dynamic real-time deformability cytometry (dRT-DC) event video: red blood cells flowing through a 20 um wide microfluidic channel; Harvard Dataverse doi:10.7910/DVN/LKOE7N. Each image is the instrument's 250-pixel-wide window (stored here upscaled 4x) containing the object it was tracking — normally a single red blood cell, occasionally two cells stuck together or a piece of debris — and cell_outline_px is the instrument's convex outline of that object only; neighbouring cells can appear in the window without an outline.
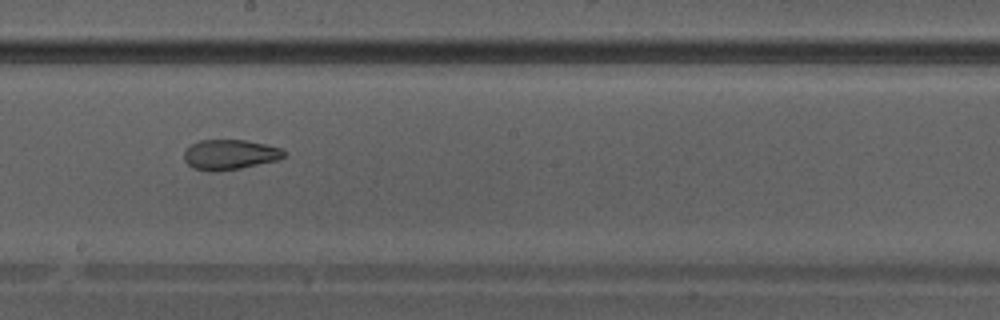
{"species": "Egyptian fruit bat (a non-hibernating species)", "species_latin": "Rousettus aegyptiacus", "temperature_condition": "warm", "stored_images_in_passage": 31, "camera_frame_rate_fps": 3000, "um_per_image_px": 0.085, "animal": {"sex": "male"}, "frame": {"image": 1, "passage_image": 14, "time_ms": 4.333, "image_size_px": [1000, 320], "cell_outline_px": [[288, 156], [276, 160], [240, 168], [216, 172], [208, 172], [192, 168], [184, 160], [184, 152], [192, 144], [200, 140], [244, 140], [264, 144], [280, 148]], "centroid_in_image_um": [19.51, 13.15], "position_along_channel_um": 228.7, "area_um2": 17.46}}